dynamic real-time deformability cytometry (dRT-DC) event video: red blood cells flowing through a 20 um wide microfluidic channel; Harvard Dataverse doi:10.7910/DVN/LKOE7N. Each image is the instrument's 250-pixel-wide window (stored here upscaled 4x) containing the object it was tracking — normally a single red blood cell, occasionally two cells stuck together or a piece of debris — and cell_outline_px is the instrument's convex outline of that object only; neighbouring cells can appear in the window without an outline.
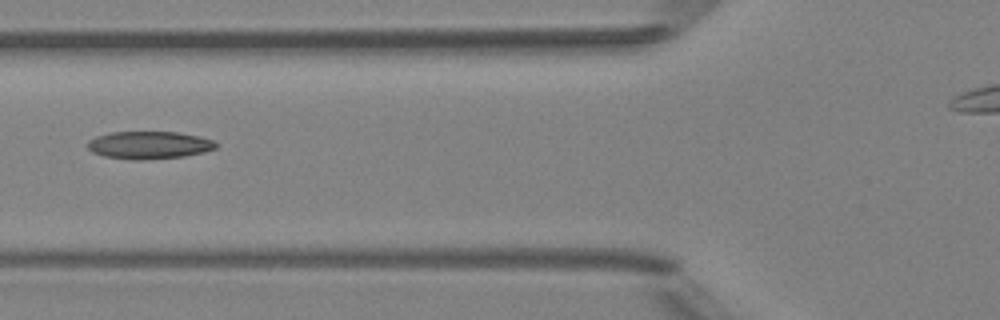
{"species": "Egyptian fruit bat (a non-hibernating species)", "species_latin": "Rousettus aegyptiacus", "temperature_condition": "room temperature", "stored_images_in_passage": 3, "camera_frame_rate_fps": 3000, "um_per_image_px": 0.085, "animal": {"sex": "female"}, "frame": {"image": 1, "passage_image": 3, "time_ms": 2.0, "image_size_px": [1000, 320], "cell_outline_px": [[216, 148], [204, 152], [184, 156], [140, 160], [132, 160], [104, 156], [92, 152], [88, 148], [88, 140], [96, 136], [112, 132], [176, 132], [200, 136], [212, 140], [216, 144]], "centroid_in_image_um": [12.65, 12.33], "position_along_channel_um": 113.1, "area_um2": 20.58}}